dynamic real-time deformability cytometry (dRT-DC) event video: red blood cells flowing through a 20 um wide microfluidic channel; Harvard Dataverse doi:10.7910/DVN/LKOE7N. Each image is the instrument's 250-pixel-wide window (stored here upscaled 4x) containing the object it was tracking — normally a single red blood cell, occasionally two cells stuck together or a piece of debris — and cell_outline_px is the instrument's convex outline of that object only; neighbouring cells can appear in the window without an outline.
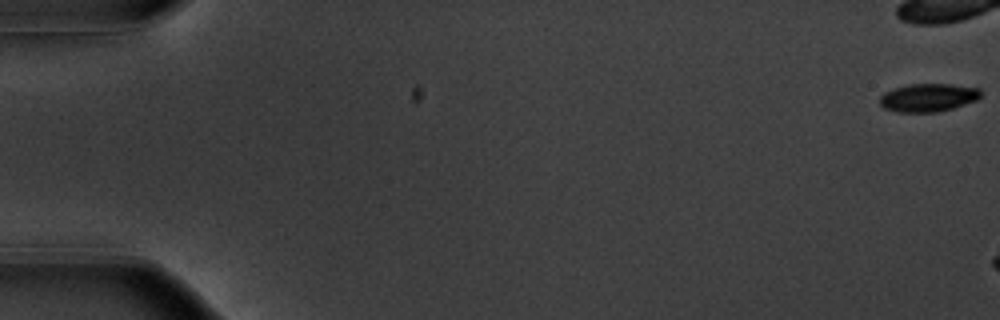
{"species": "common noctule bat (a hibernating species)", "species_latin": "Nyctalus noctula", "temperature_condition": "warm", "stored_images_in_passage": 7, "camera_frame_rate_fps": 3000, "um_per_image_px": 0.085, "animal": {"sex": "male", "body_mass_g": 20.1, "forearm_length_mm": 53.5}, "frame": {"image": 1, "passage_image": 1, "time_ms": 0.0, "image_size_px": [1000, 320], "cell_outline_px": [[980, 96], [976, 100], [952, 108], [936, 112], [896, 112], [884, 108], [880, 104], [880, 96], [884, 92], [908, 84], [948, 84], [980, 88]], "centroid_in_image_um": [78.87, 8.29], "position_along_channel_um": 6.1, "area_um2": 16.42}}